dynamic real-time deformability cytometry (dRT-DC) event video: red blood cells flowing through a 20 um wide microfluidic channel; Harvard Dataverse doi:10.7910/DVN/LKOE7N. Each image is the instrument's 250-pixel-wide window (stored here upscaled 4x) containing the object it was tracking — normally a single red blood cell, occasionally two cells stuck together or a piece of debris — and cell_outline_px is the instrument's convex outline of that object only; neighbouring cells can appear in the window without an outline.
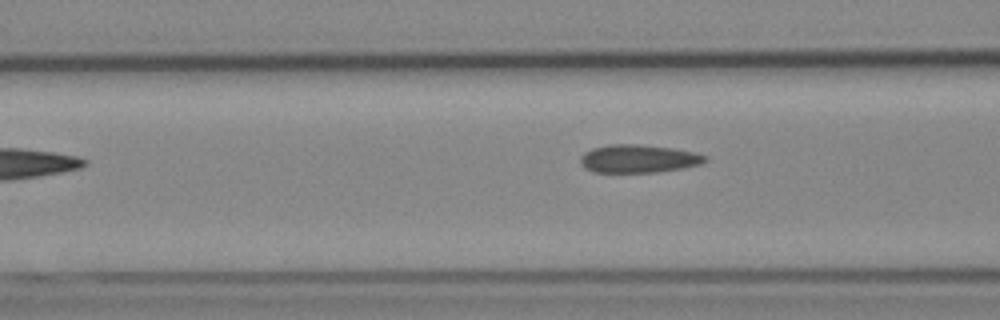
{"species": "Egyptian fruit bat (a non-hibernating species)", "species_latin": "Rousettus aegyptiacus", "temperature_condition": "cold", "stored_images_in_passage": 6, "camera_frame_rate_fps": 3000, "um_per_image_px": 0.085, "animal": {"sex": "female"}, "frame": {"image": 1, "passage_image": 6, "time_ms": 6.0, "image_size_px": [1000, 320], "cell_outline_px": [[708, 160], [700, 164], [680, 168], [656, 172], [592, 172], [584, 168], [580, 164], [580, 156], [584, 152], [592, 148], [608, 144], [640, 144], [672, 148], [696, 152], [708, 156]], "centroid_in_image_um": [54.24, 13.48], "position_along_channel_um": 112.4, "area_um2": 20.58}}